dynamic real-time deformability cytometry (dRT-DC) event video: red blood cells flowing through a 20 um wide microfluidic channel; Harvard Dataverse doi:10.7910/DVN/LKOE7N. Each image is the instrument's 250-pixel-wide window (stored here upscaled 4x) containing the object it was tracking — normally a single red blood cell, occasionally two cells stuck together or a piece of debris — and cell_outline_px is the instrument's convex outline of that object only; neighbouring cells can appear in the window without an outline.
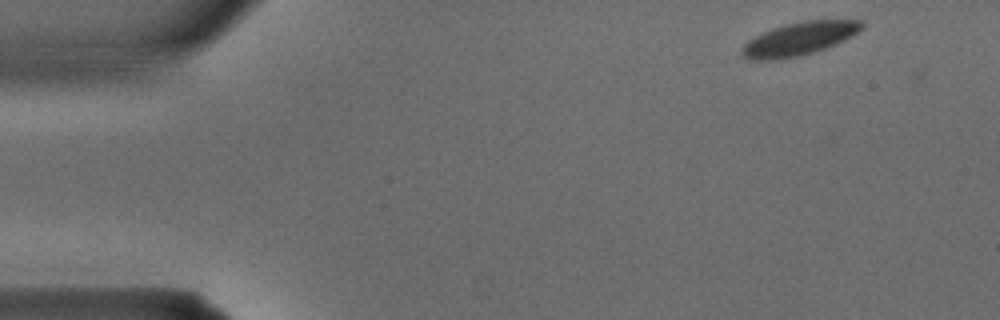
{"species": "common noctule bat (a hibernating species)", "species_latin": "Nyctalus noctula", "temperature_condition": "warm", "stored_images_in_passage": 7, "camera_frame_rate_fps": 3000, "um_per_image_px": 0.085, "animal": {"sex": "male", "body_mass_g": 15.6}, "frame": {"image": 1, "passage_image": 2, "time_ms": 0.333, "image_size_px": [1000, 320], "cell_outline_px": [[864, 24], [852, 36], [844, 40], [824, 48], [800, 56], [776, 60], [748, 60], [740, 52], [740, 48], [748, 40], [772, 28], [804, 20], [864, 20]], "centroid_in_image_um": [67.89, 3.3], "position_along_channel_um": 17.1, "area_um2": 22.95}}